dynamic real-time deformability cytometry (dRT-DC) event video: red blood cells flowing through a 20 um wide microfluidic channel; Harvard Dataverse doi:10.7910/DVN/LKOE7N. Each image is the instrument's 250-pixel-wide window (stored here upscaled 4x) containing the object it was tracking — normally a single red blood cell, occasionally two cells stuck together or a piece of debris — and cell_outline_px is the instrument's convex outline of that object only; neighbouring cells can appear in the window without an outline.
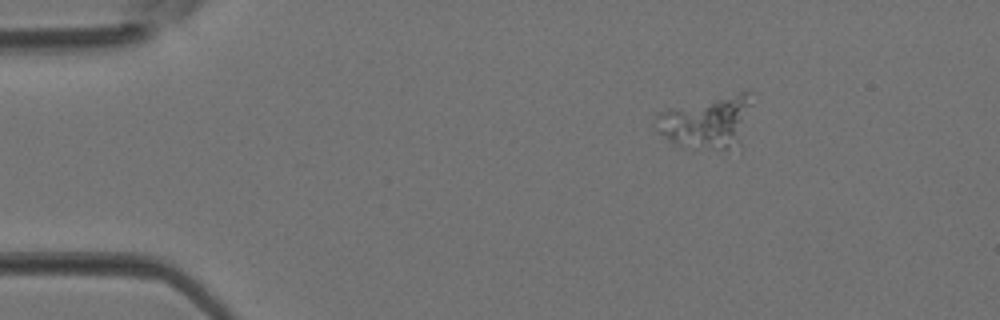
{"species": "Egyptian fruit bat (a non-hibernating species)", "species_latin": "Rousettus aegyptiacus", "temperature_condition": "room temperature", "stored_images_in_passage": 3, "camera_frame_rate_fps": 3000, "um_per_image_px": 0.085, "animal": {"sex": "female"}, "frame": {"image": 1, "passage_image": 1, "time_ms": 0.0, "image_size_px": [1000, 320], "cell_outline_px": [[752, 104], [740, 152], [728, 152], [680, 148], [656, 132], [652, 124], [652, 120], [656, 112], [748, 88], [752, 92]], "centroid_in_image_um": [60.14, 10.43], "position_along_channel_um": 24.9, "area_um2": 31.85}}
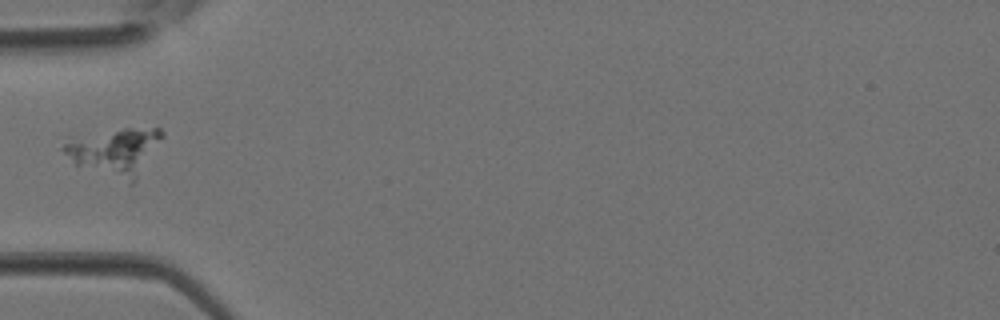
{"frame": {"image": 2, "passage_image": 3, "time_ms": 0.667, "image_size_px": [1000, 320], "cell_outline_px": [[164, 136], [136, 180], [132, 184], [76, 164], [60, 148], [64, 144], [124, 128], [160, 128], [164, 132]], "centroid_in_image_um": [9.9, 12.91], "position_along_channel_um": 75.1, "area_um2": 25.43}}